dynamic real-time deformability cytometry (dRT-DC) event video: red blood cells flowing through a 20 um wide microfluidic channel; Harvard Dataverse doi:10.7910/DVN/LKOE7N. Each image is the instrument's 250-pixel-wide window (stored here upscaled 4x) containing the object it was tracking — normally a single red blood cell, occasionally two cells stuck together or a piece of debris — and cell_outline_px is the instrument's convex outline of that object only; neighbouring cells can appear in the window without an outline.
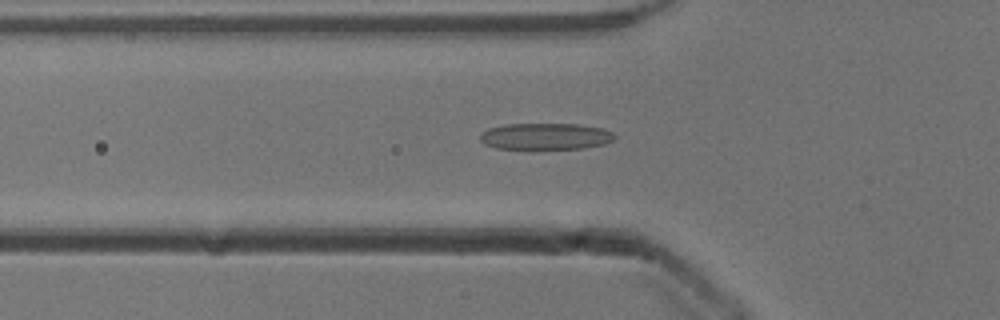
{"species": "common noctule bat (a hibernating species)", "species_latin": "Nyctalus noctula", "temperature_condition": "cold", "stored_images_in_passage": 44, "camera_frame_rate_fps": 3000, "um_per_image_px": 0.085, "animal": {"sex": "male", "body_mass_g": 13.3}, "frame": {"image": 1, "passage_image": 17, "time_ms": 5.333, "image_size_px": [1000, 320], "cell_outline_px": [[616, 136], [612, 140], [604, 144], [584, 148], [532, 152], [496, 148], [484, 144], [480, 140], [480, 136], [488, 128], [508, 124], [576, 124], [600, 128], [612, 132]], "centroid_in_image_um": [46.32, 11.65], "position_along_channel_um": 79.5, "area_um2": 21.68}}
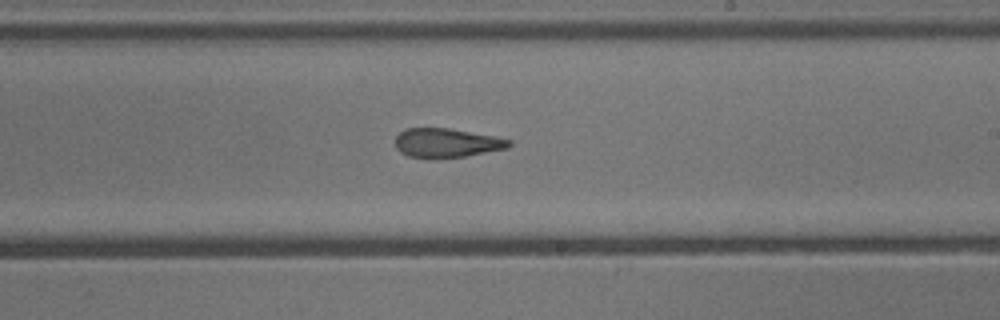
{"frame": {"image": 2, "passage_image": 30, "time_ms": 9.667, "image_size_px": [1000, 320], "cell_outline_px": [[512, 144], [508, 148], [464, 156], [436, 160], [428, 160], [408, 156], [400, 152], [396, 148], [396, 136], [404, 128], [448, 128], [492, 136], [512, 140]], "centroid_in_image_um": [37.91, 12.17], "position_along_channel_um": 251.1, "area_um2": 19.59}}
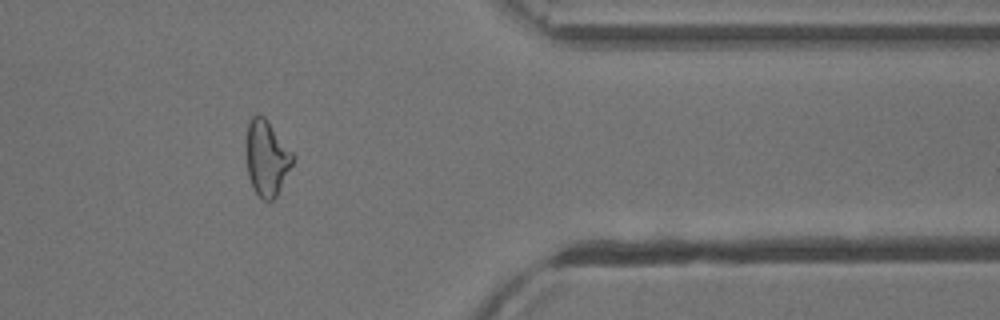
{"frame": {"image": 3, "passage_image": 42, "time_ms": 13.667, "image_size_px": [1000, 320], "cell_outline_px": [[296, 156], [276, 196], [272, 200], [264, 200], [256, 192], [248, 176], [244, 152], [248, 124], [252, 116], [264, 116]], "centroid_in_image_um": [22.65, 13.41], "position_along_channel_um": 388.8, "area_um2": 20.46}, "authors_computed_cell_mechanics": {"area_um2": 20.6635, "velocity_mm_per_s": 3.9408, "shape_relaxation_time_tau1_ms": null, "shape_relaxation_time_tau2_ms": 2.7662, "deformation_change_tau1": null, "deformation_change_tau2": 0.1214}}